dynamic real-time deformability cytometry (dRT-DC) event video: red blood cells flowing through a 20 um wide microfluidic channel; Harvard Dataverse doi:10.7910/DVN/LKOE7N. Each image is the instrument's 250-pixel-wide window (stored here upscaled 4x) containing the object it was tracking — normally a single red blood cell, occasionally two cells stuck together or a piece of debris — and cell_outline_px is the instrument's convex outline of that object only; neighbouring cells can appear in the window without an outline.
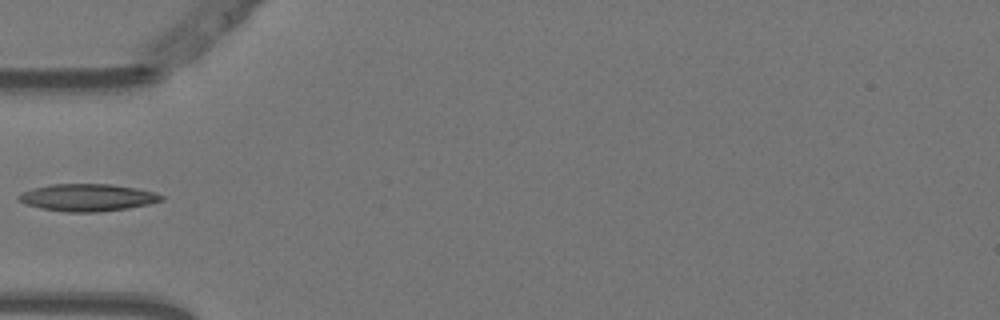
{"species": "Egyptian fruit bat (a non-hibernating species)", "species_latin": "Rousettus aegyptiacus", "temperature_condition": "warm", "stored_images_in_passage": 4, "camera_frame_rate_fps": 3000, "um_per_image_px": 0.085, "animal": {"sex": "female"}, "frame": {"image": 1, "passage_image": 3, "time_ms": 0.667, "image_size_px": [1000, 320], "cell_outline_px": [[164, 200], [148, 204], [128, 208], [100, 212], [64, 212], [40, 208], [24, 204], [16, 200], [16, 196], [24, 192], [36, 188], [52, 184], [112, 184], [136, 188], [156, 192], [164, 196]], "centroid_in_image_um": [7.44, 16.8], "position_along_channel_um": 77.6, "area_um2": 22.77}}
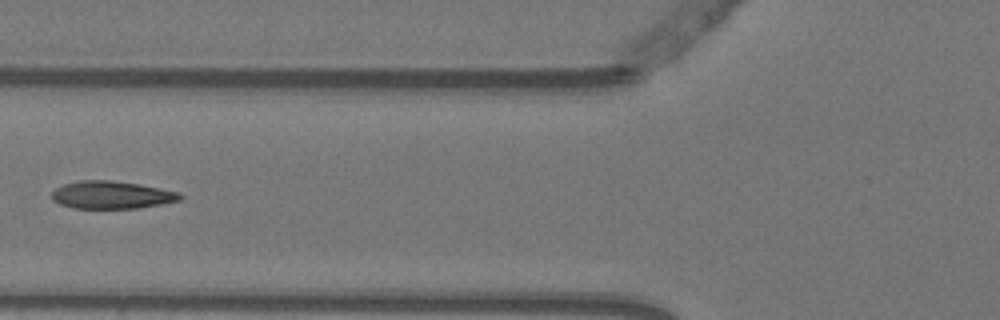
{"frame": {"image": 2, "passage_image": 4, "time_ms": 1.0, "image_size_px": [1000, 320], "cell_outline_px": [[184, 196], [180, 200], [160, 204], [136, 208], [72, 208], [60, 204], [52, 200], [52, 192], [56, 188], [64, 184], [80, 180], [112, 180], [140, 184], [180, 192]], "centroid_in_image_um": [9.49, 16.56], "position_along_channel_um": 116.3, "area_um2": 20.69}}